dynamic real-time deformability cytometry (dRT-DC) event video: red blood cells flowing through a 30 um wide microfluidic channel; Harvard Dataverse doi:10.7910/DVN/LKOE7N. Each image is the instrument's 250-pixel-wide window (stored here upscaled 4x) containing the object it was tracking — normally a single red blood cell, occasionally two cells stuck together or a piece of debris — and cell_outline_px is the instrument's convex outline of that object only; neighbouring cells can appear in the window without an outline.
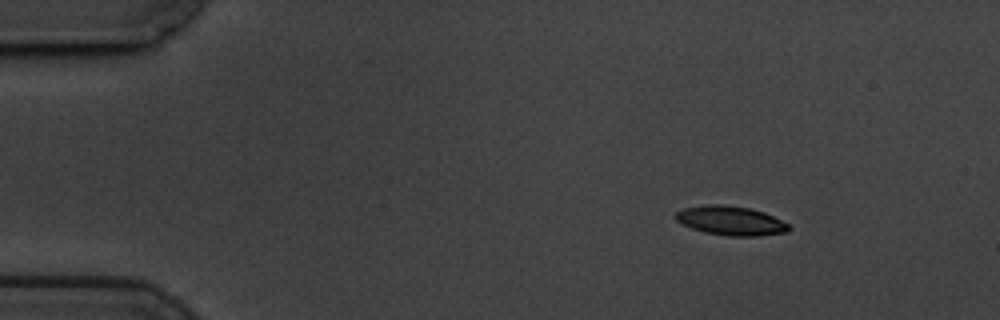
{"species": "common noctule bat (a hibernating species)", "species_latin": "Nyctalus noctula", "temperature_condition": "cold", "stored_images_in_passage": 4, "camera_frame_rate_fps": 3000, "um_per_image_px": 0.085, "animal": {"sex": "male", "body_mass_g": 19.5, "forearm_length_mm": 54.6}, "frame": {"image": 1, "passage_image": 2, "time_ms": 0.333, "image_size_px": [1000, 320], "cell_outline_px": [[792, 228], [788, 232], [760, 236], [728, 236], [704, 232], [692, 228], [676, 220], [676, 212], [684, 208], [704, 204], [724, 204], [748, 208], [764, 212], [788, 224]], "centroid_in_image_um": [62.13, 18.76], "position_along_channel_um": 22.9, "area_um2": 19.25}}